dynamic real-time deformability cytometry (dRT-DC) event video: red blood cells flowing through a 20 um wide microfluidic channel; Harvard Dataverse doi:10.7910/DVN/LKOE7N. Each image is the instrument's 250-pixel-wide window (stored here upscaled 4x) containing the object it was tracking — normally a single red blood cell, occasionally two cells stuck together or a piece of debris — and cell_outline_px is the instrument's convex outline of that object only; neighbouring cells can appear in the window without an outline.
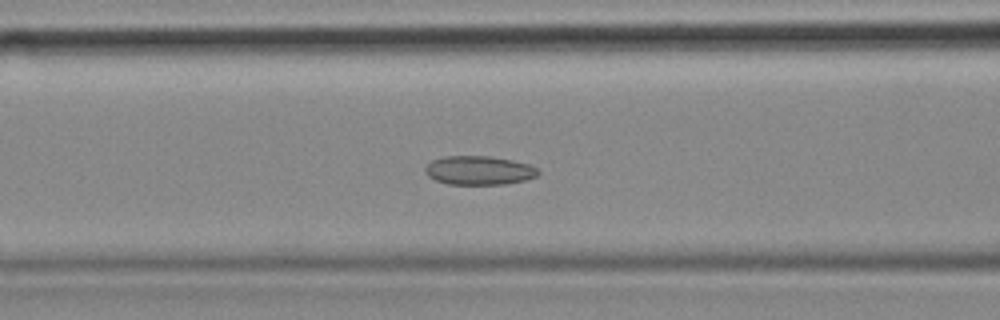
{"species": "common noctule bat (a hibernating species)", "species_latin": "Nyctalus noctula", "temperature_condition": "cold", "stored_images_in_passage": 48, "camera_frame_rate_fps": 3000, "um_per_image_px": 0.085, "animal": {"sex": "female", "body_mass_g": 18.4}, "frame": {"image": 1, "passage_image": 14, "time_ms": 4.333, "image_size_px": [1000, 320], "cell_outline_px": [[540, 172], [536, 176], [524, 180], [508, 184], [448, 184], [436, 180], [428, 176], [424, 172], [424, 168], [432, 160], [444, 156], [492, 156], [512, 160], [528, 164], [536, 168]], "centroid_in_image_um": [40.7, 14.48], "position_along_channel_um": 125.9, "area_um2": 19.02}, "authors_computed_cell_mechanics": {"area_um2": 19.074, "velocity_mm_per_s": 3.5947, "shape_relaxation_time_tau1_ms": null, "shape_relaxation_time_tau2_ms": 1.9532, "deformation_change_tau1": null, "deformation_change_tau2": 0.0597}}